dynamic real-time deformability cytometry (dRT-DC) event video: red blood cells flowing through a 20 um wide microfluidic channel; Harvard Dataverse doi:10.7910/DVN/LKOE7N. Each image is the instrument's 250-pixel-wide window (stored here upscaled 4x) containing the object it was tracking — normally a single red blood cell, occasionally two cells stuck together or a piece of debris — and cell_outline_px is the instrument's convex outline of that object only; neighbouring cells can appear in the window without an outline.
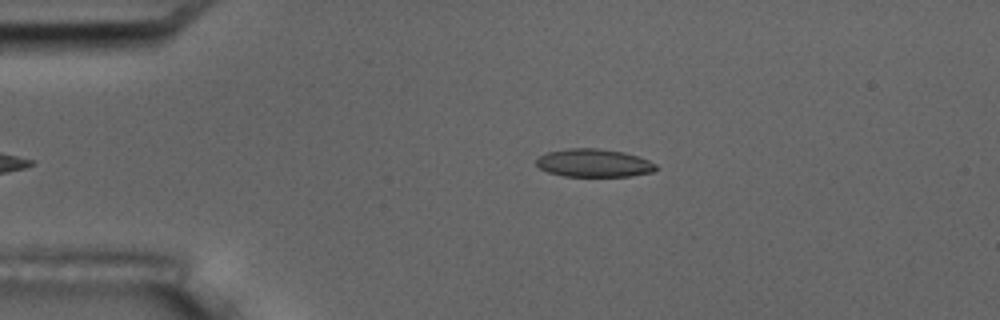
{"species": "common noctule bat (a hibernating species)", "species_latin": "Nyctalus noctula", "temperature_condition": "room temperature", "stored_images_in_passage": 4, "camera_frame_rate_fps": 3000, "um_per_image_px": 0.085, "animal": {"sex": "male", "body_mass_g": 17.5, "forearm_length_mm": 52.3}, "frame": {"image": 1, "passage_image": 4, "time_ms": 4.333, "image_size_px": [1000, 320], "cell_outline_px": [[660, 168], [652, 172], [632, 176], [564, 176], [548, 172], [540, 168], [536, 164], [536, 160], [540, 156], [548, 152], [568, 148], [596, 148], [624, 152], [648, 160], [656, 164]], "centroid_in_image_um": [50.5, 13.86], "position_along_channel_um": 34.5, "area_um2": 19.54}}